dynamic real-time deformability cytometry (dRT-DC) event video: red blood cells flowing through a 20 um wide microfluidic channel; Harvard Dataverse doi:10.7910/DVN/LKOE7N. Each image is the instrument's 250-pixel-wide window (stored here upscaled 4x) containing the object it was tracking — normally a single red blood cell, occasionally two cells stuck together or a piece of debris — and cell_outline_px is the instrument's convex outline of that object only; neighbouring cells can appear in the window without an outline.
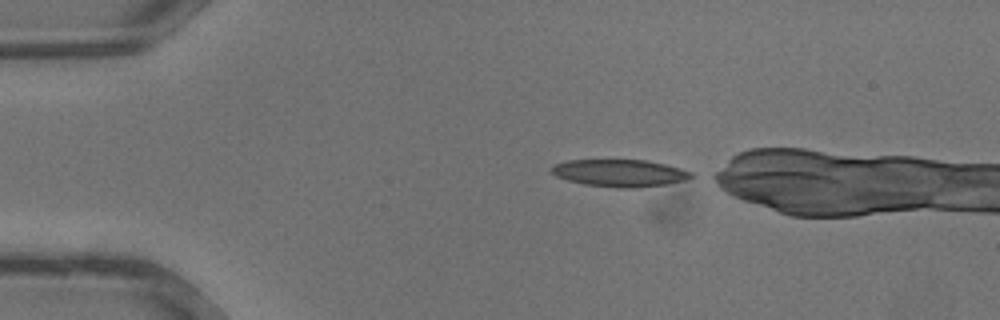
{"species": "common noctule bat (a hibernating species)", "species_latin": "Nyctalus noctula", "temperature_condition": "warm", "stored_images_in_passage": 7, "camera_frame_rate_fps": 3000, "um_per_image_px": 0.085, "animal": {"sex": "male", "body_mass_g": 13.3}, "frame": {"image": 1, "passage_image": 1, "time_ms": 0.0, "image_size_px": [1000, 320], "cell_outline_px": [[696, 176], [684, 180], [664, 184], [636, 188], [620, 188], [584, 184], [568, 180], [556, 176], [548, 168], [552, 164], [568, 160], [648, 160], [680, 168], [692, 172]], "centroid_in_image_um": [52.65, 14.7], "position_along_channel_um": 32.3, "area_um2": 22.2}}
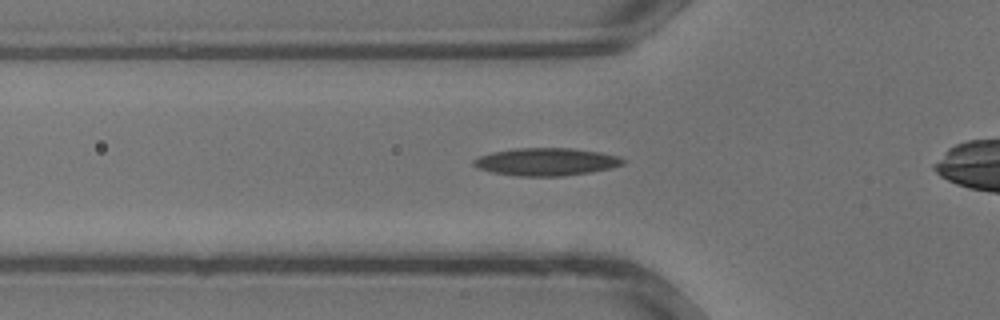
{"frame": {"image": 2, "passage_image": 6, "time_ms": 1.667, "image_size_px": [1000, 320], "cell_outline_px": [[628, 160], [624, 164], [612, 168], [592, 172], [564, 176], [520, 176], [492, 172], [476, 168], [472, 164], [472, 160], [480, 156], [492, 152], [516, 148], [572, 148], [600, 152], [620, 156]], "centroid_in_image_um": [46.47, 13.75], "position_along_channel_um": 79.3, "area_um2": 24.33}}